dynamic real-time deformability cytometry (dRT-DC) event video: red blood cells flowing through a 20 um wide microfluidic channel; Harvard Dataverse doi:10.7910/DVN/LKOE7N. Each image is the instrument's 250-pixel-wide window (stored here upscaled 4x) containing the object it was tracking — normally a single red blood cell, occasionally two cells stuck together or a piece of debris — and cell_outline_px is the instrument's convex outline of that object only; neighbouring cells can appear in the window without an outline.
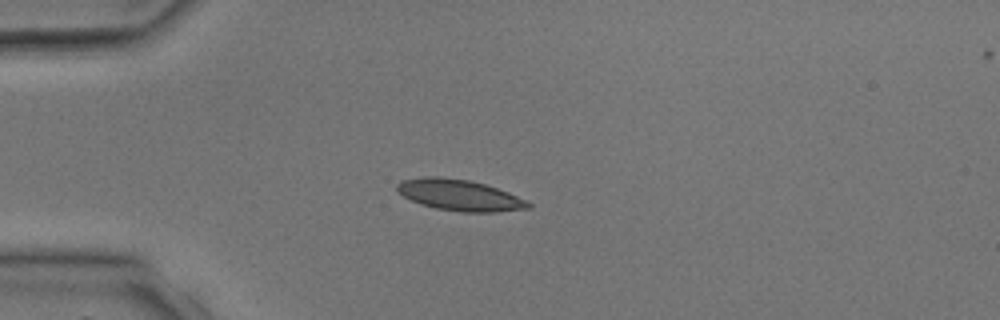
{"species": "common noctule bat (a hibernating species)", "species_latin": "Nyctalus noctula", "temperature_condition": "room temperature", "stored_images_in_passage": 4, "camera_frame_rate_fps": 3000, "um_per_image_px": 0.085, "animal": {"sex": "male", "body_mass_g": 17.9, "forearm_length_mm": 54.2}, "frame": {"image": 1, "passage_image": 3, "time_ms": 3.333, "image_size_px": [1000, 320], "cell_outline_px": [[532, 208], [496, 212], [460, 212], [436, 208], [420, 204], [396, 192], [396, 184], [400, 180], [424, 176], [440, 176], [468, 180], [484, 184], [508, 192], [528, 200], [532, 204]], "centroid_in_image_um": [39.05, 16.58], "position_along_channel_um": 45.9, "area_um2": 24.04}}